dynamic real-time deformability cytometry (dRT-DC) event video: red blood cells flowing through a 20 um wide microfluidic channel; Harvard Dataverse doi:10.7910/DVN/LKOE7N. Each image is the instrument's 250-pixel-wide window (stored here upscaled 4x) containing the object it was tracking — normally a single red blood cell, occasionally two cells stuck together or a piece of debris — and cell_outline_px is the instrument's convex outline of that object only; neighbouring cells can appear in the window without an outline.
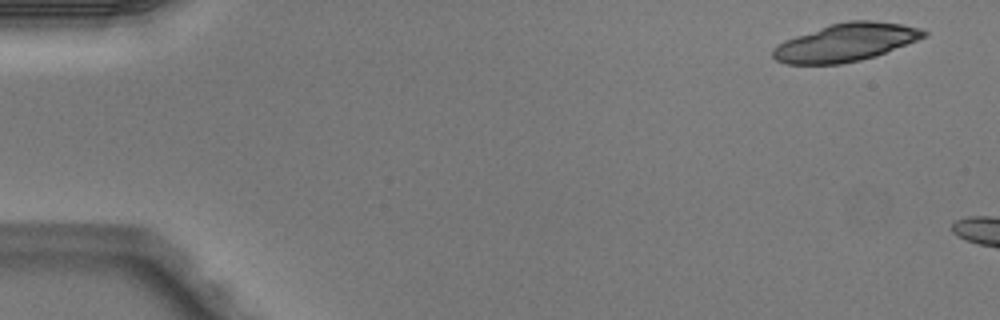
{"species": "Egyptian fruit bat (a non-hibernating species)", "species_latin": "Rousettus aegyptiacus", "temperature_condition": "warm", "stored_images_in_passage": 3, "camera_frame_rate_fps": 3000, "um_per_image_px": 0.085, "animal": {"sex": "male"}, "frame": {"image": 1, "passage_image": 1, "time_ms": 0.0, "image_size_px": [1000, 320], "cell_outline_px": [[928, 36], [876, 56], [860, 60], [840, 64], [788, 64], [776, 60], [772, 56], [772, 48], [776, 44], [784, 40], [832, 24], [848, 20], [872, 20], [900, 24], [924, 28], [928, 32]], "centroid_in_image_um": [71.92, 3.6], "position_along_channel_um": 13.1, "area_um2": 33.35}}